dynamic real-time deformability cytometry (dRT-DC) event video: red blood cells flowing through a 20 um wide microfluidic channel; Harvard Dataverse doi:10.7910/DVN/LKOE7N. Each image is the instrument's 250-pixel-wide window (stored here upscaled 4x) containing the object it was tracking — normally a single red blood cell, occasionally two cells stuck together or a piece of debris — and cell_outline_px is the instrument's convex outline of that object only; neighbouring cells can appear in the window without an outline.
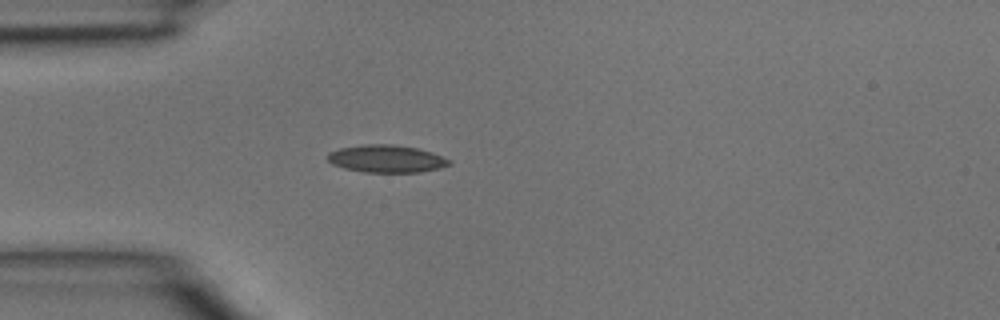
{"species": "common noctule bat (a hibernating species)", "species_latin": "Nyctalus noctula", "temperature_condition": "room temperature", "stored_images_in_passage": 3, "camera_frame_rate_fps": 3000, "um_per_image_px": 0.085, "animal": {"sex": "male", "body_mass_g": 15.6}, "frame": {"image": 1, "passage_image": 3, "time_ms": 0.667, "image_size_px": [1000, 320], "cell_outline_px": [[452, 164], [440, 168], [420, 172], [364, 172], [344, 168], [332, 164], [328, 160], [328, 152], [340, 148], [364, 144], [392, 144], [416, 148], [432, 152], [452, 160]], "centroid_in_image_um": [32.87, 13.49], "position_along_channel_um": 52.1, "area_um2": 19.54}}